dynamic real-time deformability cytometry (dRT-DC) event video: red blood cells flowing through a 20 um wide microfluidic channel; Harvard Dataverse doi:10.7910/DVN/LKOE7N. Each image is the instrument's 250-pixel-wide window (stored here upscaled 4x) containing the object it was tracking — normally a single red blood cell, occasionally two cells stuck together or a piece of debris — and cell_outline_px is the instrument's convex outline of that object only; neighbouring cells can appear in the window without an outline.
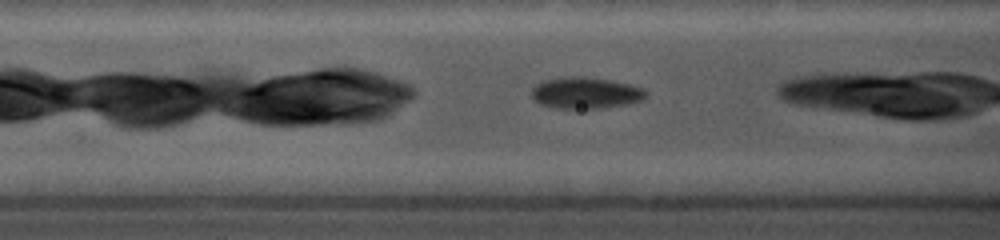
{"species": "common noctule bat (a hibernating species)", "species_latin": "Nyctalus noctula", "temperature_condition": "cold", "stored_images_in_passage": 24, "camera_frame_rate_fps": 5000, "um_per_image_px": 0.085, "animal": {"sex": "female", "body_mass_g": 19.0, "forearm_length_mm": 56.7}, "frame": {"image": 1, "passage_image": 7, "time_ms": 1.2, "image_size_px": [1000, 240], "cell_outline_px": [[644, 92], [640, 96], [632, 100], [592, 108], [560, 108], [536, 100], [532, 92], [540, 84], [548, 80], [568, 76], [580, 76], [608, 80], [624, 84], [636, 88]], "centroid_in_image_um": [49.62, 7.86], "position_along_channel_um": 117.0, "area_um2": 18.61}}